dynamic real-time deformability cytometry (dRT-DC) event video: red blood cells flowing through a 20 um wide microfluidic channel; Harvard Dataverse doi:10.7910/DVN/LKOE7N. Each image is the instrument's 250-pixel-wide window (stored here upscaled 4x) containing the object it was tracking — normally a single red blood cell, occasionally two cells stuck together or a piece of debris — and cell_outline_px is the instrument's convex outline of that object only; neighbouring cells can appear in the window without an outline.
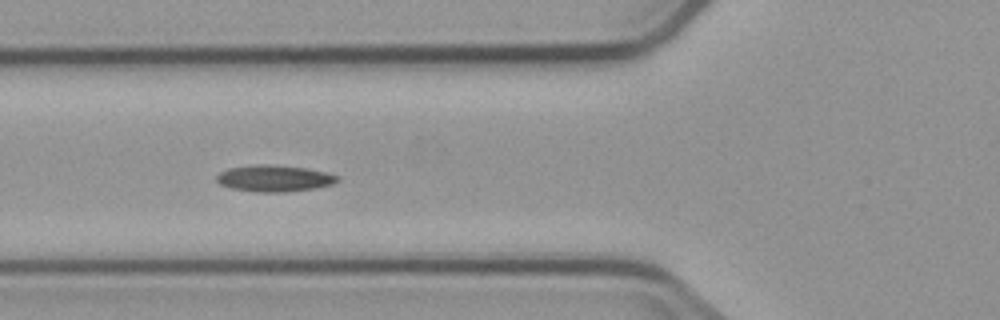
{"species": "common noctule bat (a hibernating species)", "species_latin": "Nyctalus noctula", "temperature_condition": "cold", "stored_images_in_passage": 9, "camera_frame_rate_fps": 3000, "um_per_image_px": 0.085, "animal": {"sex": "male", "body_mass_g": 23.1, "forearm_length_mm": 52.7}, "frame": {"image": 1, "passage_image": 6, "time_ms": 7.0, "image_size_px": [1000, 320], "cell_outline_px": [[340, 180], [332, 184], [312, 188], [284, 192], [256, 192], [232, 188], [220, 184], [216, 180], [216, 176], [220, 172], [228, 168], [256, 164], [272, 164], [304, 168], [324, 172], [340, 176]], "centroid_in_image_um": [23.29, 15.15], "position_along_channel_um": 102.5, "area_um2": 18.55}}
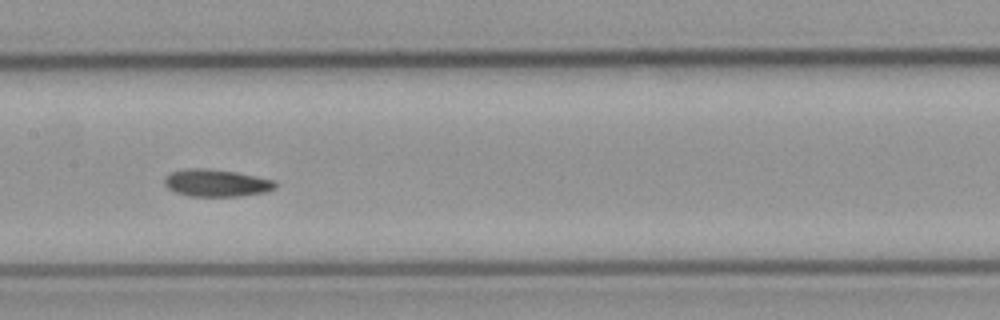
{"frame": {"image": 2, "passage_image": 8, "time_ms": 9.333, "image_size_px": [1000, 320], "cell_outline_px": [[280, 184], [276, 188], [268, 192], [240, 196], [188, 196], [176, 192], [168, 188], [164, 184], [164, 176], [172, 172], [184, 168], [208, 168], [236, 172], [276, 180]], "centroid_in_image_um": [18.44, 15.55], "position_along_channel_um": 189.0, "area_um2": 17.98}}
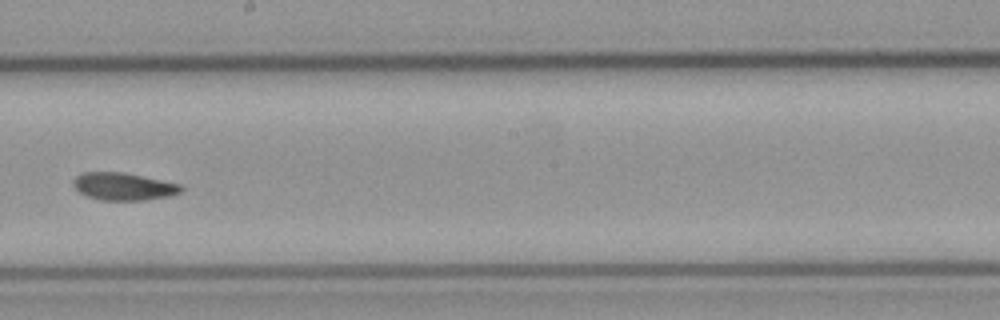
{"frame": {"image": 3, "passage_image": 9, "time_ms": 10.667, "image_size_px": [1000, 320], "cell_outline_px": [[184, 188], [180, 192], [168, 196], [144, 200], [100, 200], [88, 196], [80, 192], [72, 184], [72, 180], [80, 172], [124, 172], [180, 184]], "centroid_in_image_um": [10.47, 15.84], "position_along_channel_um": 237.7, "area_um2": 17.22}}